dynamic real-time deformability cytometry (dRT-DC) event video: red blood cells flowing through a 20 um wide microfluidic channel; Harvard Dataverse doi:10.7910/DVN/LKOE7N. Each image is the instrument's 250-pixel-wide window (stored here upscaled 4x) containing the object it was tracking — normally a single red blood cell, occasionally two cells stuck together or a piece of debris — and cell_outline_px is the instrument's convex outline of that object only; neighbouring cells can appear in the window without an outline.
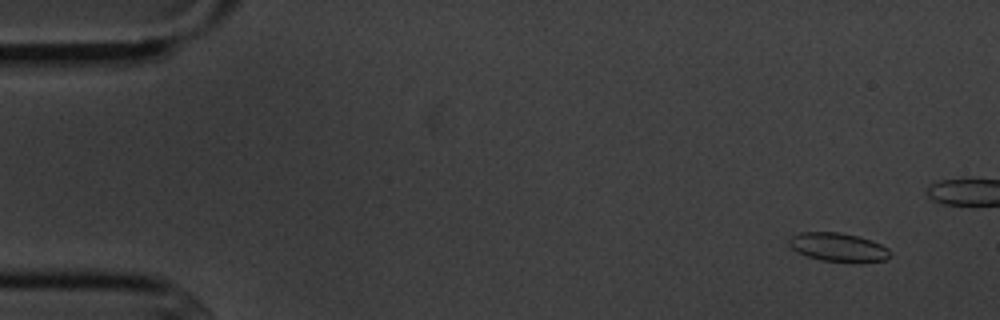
{"species": "common noctule bat (a hibernating species)", "species_latin": "Nyctalus noctula", "temperature_condition": "cold", "stored_images_in_passage": 9, "camera_frame_rate_fps": 3000, "um_per_image_px": 0.085, "animal": {"sex": "male", "body_mass_g": 20.1, "forearm_length_mm": 53.5}, "frame": {"image": 1, "passage_image": 1, "time_ms": 0.0, "image_size_px": [1000, 320], "cell_outline_px": [[892, 256], [884, 260], [820, 260], [808, 256], [792, 248], [788, 244], [788, 240], [792, 236], [800, 232], [840, 232], [872, 240], [888, 248], [892, 252]], "centroid_in_image_um": [71.24, 20.97], "position_along_channel_um": 13.8, "area_um2": 16.3}}
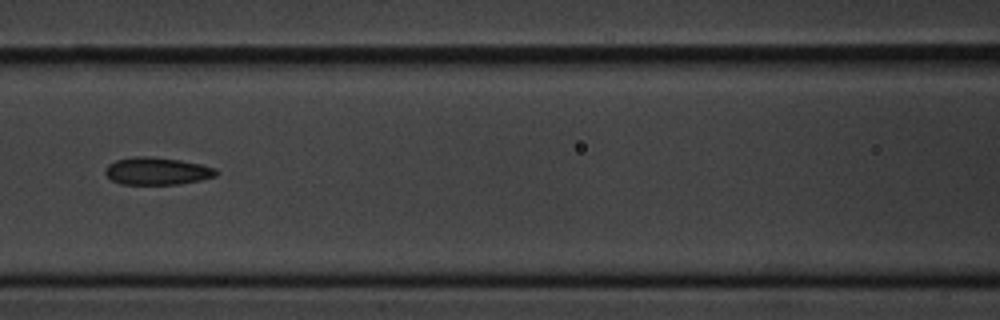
{"frame": {"image": 2, "passage_image": 8, "time_ms": 8.667, "image_size_px": [1000, 320], "cell_outline_px": [[220, 172], [216, 176], [200, 180], [176, 184], [120, 184], [112, 180], [104, 172], [104, 168], [108, 164], [116, 160], [132, 156], [152, 156], [180, 160], [200, 164], [216, 168]], "centroid_in_image_um": [13.34, 14.53], "position_along_channel_um": 153.3, "area_um2": 17.86}}
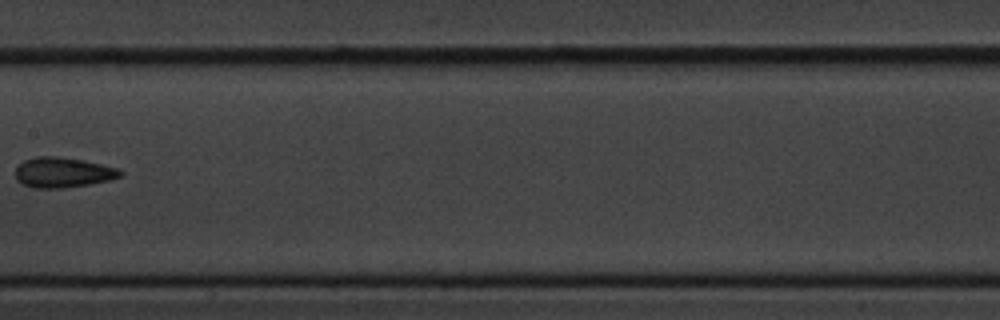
{"frame": {"image": 3, "passage_image": 9, "time_ms": 10.0, "image_size_px": [1000, 320], "cell_outline_px": [[124, 172], [120, 176], [108, 180], [88, 184], [60, 188], [32, 188], [20, 184], [16, 180], [16, 164], [24, 160], [36, 156], [56, 156], [84, 160], [116, 168]], "centroid_in_image_um": [5.26, 14.65], "position_along_channel_um": 202.1, "area_um2": 18.5}}